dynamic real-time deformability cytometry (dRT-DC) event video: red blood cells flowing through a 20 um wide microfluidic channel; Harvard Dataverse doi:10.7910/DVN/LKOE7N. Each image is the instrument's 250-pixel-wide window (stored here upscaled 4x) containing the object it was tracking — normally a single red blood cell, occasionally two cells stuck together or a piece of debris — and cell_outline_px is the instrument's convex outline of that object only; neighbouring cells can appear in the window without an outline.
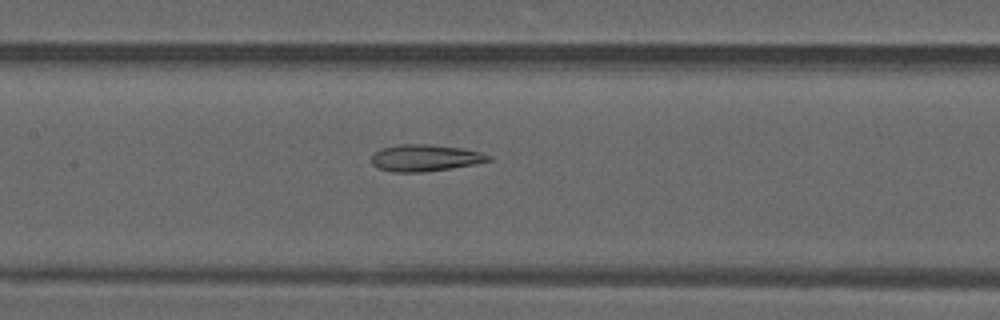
{"species": "common noctule bat (a hibernating species)", "species_latin": "Nyctalus noctula", "temperature_condition": "warm", "stored_images_in_passage": 49, "camera_frame_rate_fps": 3000, "um_per_image_px": 0.085, "animal": {"sex": "male", "forearm_length_mm": 52.5}, "frame": {"image": 1, "passage_image": 23, "time_ms": 7.333, "image_size_px": [1000, 320], "cell_outline_px": [[492, 160], [476, 164], [452, 168], [424, 172], [392, 172], [380, 168], [372, 164], [372, 156], [380, 148], [400, 144], [428, 144], [460, 148], [480, 152], [492, 156]], "centroid_in_image_um": [36.15, 13.42], "position_along_channel_um": 171.2, "area_um2": 18.21}}
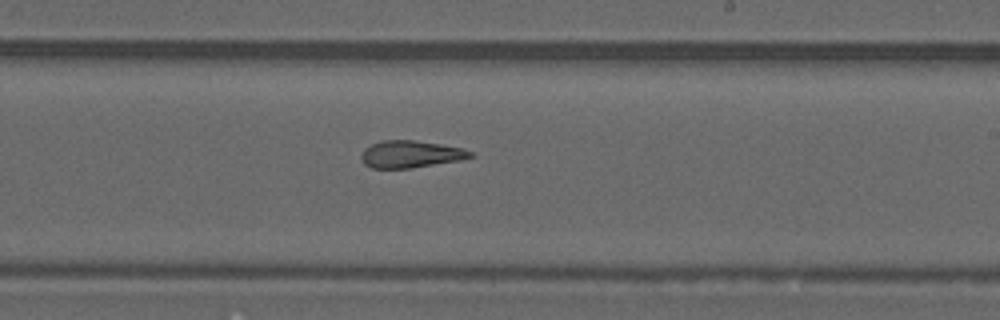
{"frame": {"image": 2, "passage_image": 29, "time_ms": 9.333, "image_size_px": [1000, 320], "cell_outline_px": [[476, 156], [460, 160], [412, 168], [372, 168], [364, 164], [360, 156], [364, 148], [380, 140], [412, 140], [440, 144], [460, 148], [472, 152]], "centroid_in_image_um": [34.88, 13.11], "position_along_channel_um": 254.1, "area_um2": 17.22}}
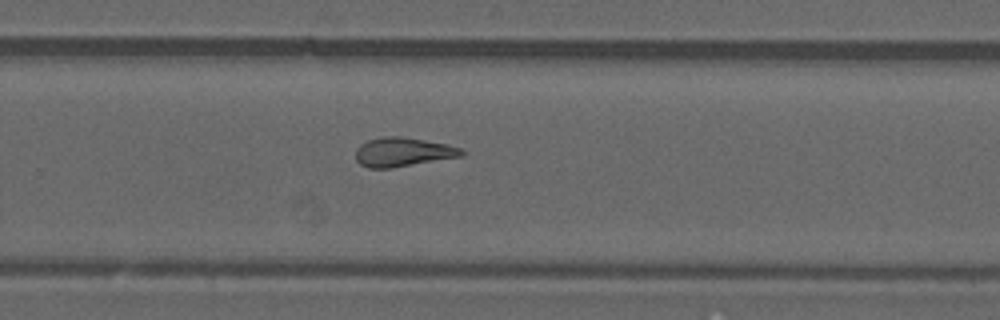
{"frame": {"image": 3, "passage_image": 32, "time_ms": 10.333, "image_size_px": [1000, 320], "cell_outline_px": [[464, 152], [460, 156], [392, 168], [368, 168], [360, 164], [356, 160], [356, 148], [360, 144], [368, 140], [380, 136], [400, 136], [448, 144], [460, 148]], "centroid_in_image_um": [34.19, 12.91], "position_along_channel_um": 295.6, "area_um2": 17.86}, "authors_computed_cell_mechanics": {"area_um2": 18.785, "velocity_mm_per_s": 4.1604, "shape_relaxation_time_tau1_ms": null, "shape_relaxation_time_tau2_ms": 2.1086, "deformation_change_tau1": null, "deformation_change_tau2": 0.1138}}